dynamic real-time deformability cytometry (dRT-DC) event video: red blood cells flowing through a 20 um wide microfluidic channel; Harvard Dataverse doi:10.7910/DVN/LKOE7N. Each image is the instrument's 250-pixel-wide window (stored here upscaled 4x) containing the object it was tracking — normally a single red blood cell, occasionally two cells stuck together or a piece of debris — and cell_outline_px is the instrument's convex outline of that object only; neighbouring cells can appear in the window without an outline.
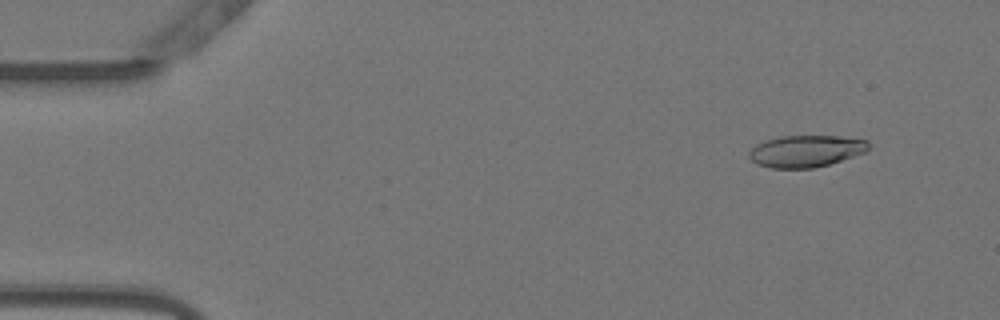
{"species": "Egyptian fruit bat (a non-hibernating species)", "species_latin": "Rousettus aegyptiacus", "temperature_condition": "warm", "stored_images_in_passage": 53, "camera_frame_rate_fps": 3000, "um_per_image_px": 0.085, "animal": {"sex": "female"}, "frame": {"image": 1, "passage_image": 5, "time_ms": 1.333, "image_size_px": [1000, 320], "cell_outline_px": [[868, 152], [828, 164], [812, 168], [772, 168], [756, 164], [748, 156], [748, 152], [756, 144], [764, 140], [780, 136], [836, 136], [868, 140]], "centroid_in_image_um": [68.48, 12.84], "position_along_channel_um": 16.5, "area_um2": 22.2}}
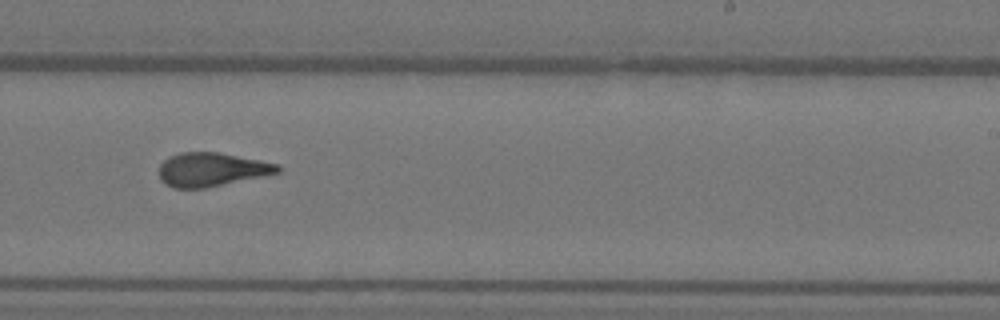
{"frame": {"image": 2, "passage_image": 33, "time_ms": 10.667, "image_size_px": [1000, 320], "cell_outline_px": [[280, 172], [204, 188], [172, 188], [160, 180], [160, 164], [168, 156], [180, 152], [216, 152], [260, 160], [280, 164]], "centroid_in_image_um": [17.95, 14.4], "position_along_channel_um": 271.0, "area_um2": 23.12}}
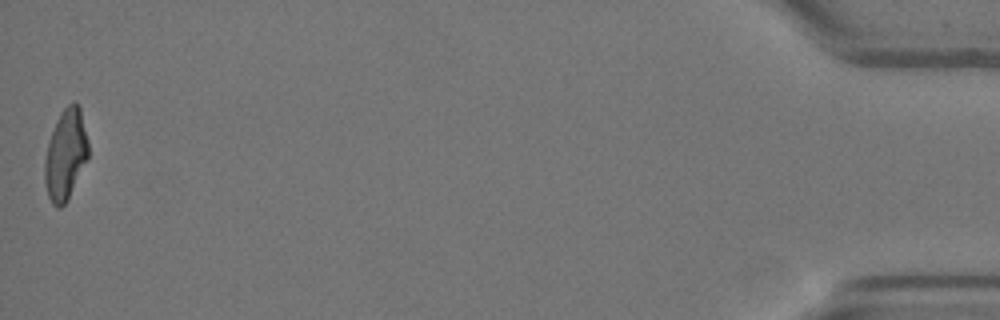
{"frame": {"image": 3, "passage_image": 53, "time_ms": 17.333, "image_size_px": [1000, 320], "cell_outline_px": [[88, 160], [68, 200], [60, 208], [56, 208], [52, 204], [48, 196], [44, 180], [44, 160], [48, 140], [56, 120], [60, 112], [72, 100], [76, 100], [80, 104], [88, 140]], "centroid_in_image_um": [5.58, 13.11], "position_along_channel_um": 429.6, "area_um2": 23.7}, "authors_computed_cell_mechanics": {"area_um2": 23.1778, "velocity_mm_per_s": 3.8135, "shape_relaxation_time_tau1_ms": null, "shape_relaxation_time_tau2_ms": 1.8014, "deformation_change_tau1": null, "deformation_change_tau2": 0.1045}}